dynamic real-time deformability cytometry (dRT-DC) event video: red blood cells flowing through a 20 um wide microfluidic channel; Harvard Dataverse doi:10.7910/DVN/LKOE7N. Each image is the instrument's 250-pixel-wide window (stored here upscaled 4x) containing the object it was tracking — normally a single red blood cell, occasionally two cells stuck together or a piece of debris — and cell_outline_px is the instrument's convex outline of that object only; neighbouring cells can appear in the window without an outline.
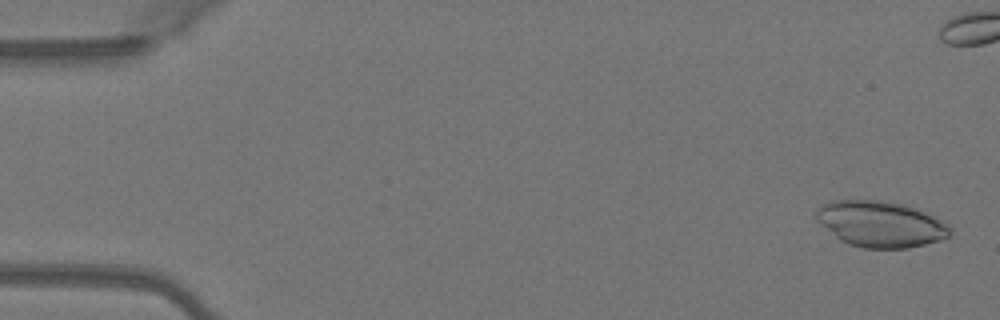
{"species": "Egyptian fruit bat (a non-hibernating species)", "species_latin": "Rousettus aegyptiacus", "temperature_condition": "warm", "stored_images_in_passage": 7, "segment_of_instrument_passage": [1, 2], "camera_frame_rate_fps": 3000, "um_per_image_px": 0.085, "animal": {"sex": "female"}, "frame": {"image": 1, "passage_image": 1, "time_ms": 0.0, "image_size_px": [1000, 320], "cell_outline_px": [[952, 232], [948, 236], [940, 240], [908, 248], [864, 248], [848, 244], [840, 240], [816, 220], [816, 212], [820, 204], [832, 200], [880, 200], [900, 204], [924, 212], [948, 224], [952, 228]], "centroid_in_image_um": [74.82, 19.05], "position_along_channel_um": 10.2, "area_um2": 35.6}}